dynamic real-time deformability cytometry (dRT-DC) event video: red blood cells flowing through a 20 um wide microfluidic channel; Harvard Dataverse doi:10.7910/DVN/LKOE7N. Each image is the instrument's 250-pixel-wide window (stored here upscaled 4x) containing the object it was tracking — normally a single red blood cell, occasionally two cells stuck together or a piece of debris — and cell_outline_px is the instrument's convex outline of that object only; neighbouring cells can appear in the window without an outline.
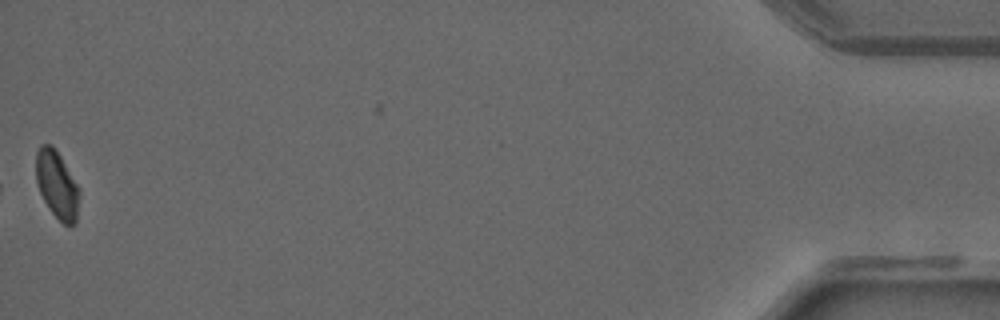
{"species": "common noctule bat (a hibernating species)", "species_latin": "Nyctalus noctula", "temperature_condition": "warm", "stored_images_in_passage": 49, "camera_frame_rate_fps": 3000, "um_per_image_px": 0.085, "animal": {"sex": "male", "forearm_length_mm": 52.5}, "frame": {"image": 1, "passage_image": 48, "time_ms": 15.667, "image_size_px": [1000, 320], "cell_outline_px": [[80, 192], [76, 220], [72, 224], [64, 224], [52, 212], [44, 200], [40, 192], [36, 180], [36, 152], [40, 144], [52, 144], [60, 156], [80, 188]], "centroid_in_image_um": [4.84, 15.66], "position_along_channel_um": 430.4, "area_um2": 16.88}}